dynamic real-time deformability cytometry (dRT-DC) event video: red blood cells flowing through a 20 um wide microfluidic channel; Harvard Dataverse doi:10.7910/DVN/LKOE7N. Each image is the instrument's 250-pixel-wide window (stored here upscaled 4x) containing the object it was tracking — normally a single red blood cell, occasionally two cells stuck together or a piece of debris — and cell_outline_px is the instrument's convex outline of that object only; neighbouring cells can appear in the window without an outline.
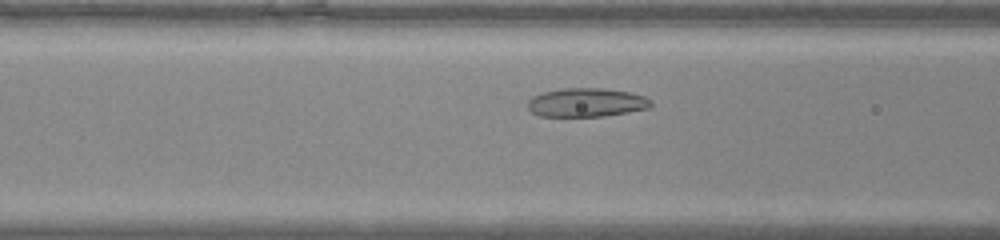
{"species": "common noctule bat (a hibernating species)", "species_latin": "Nyctalus noctula", "temperature_condition": "warm", "stored_images_in_passage": 37, "camera_frame_rate_fps": 3000, "um_per_image_px": 0.085, "animal": {"sex": "male", "body_mass_g": 20.0, "forearm_length_mm": 53.3}, "frame": {"image": 1, "passage_image": 11, "time_ms": 3.333, "image_size_px": [1000, 240], "cell_outline_px": [[652, 108], [604, 116], [540, 116], [532, 112], [528, 108], [528, 100], [532, 96], [544, 92], [564, 88], [600, 88], [628, 92], [644, 96], [652, 100]], "centroid_in_image_um": [49.87, 8.71], "position_along_channel_um": 116.7, "area_um2": 20.63}}
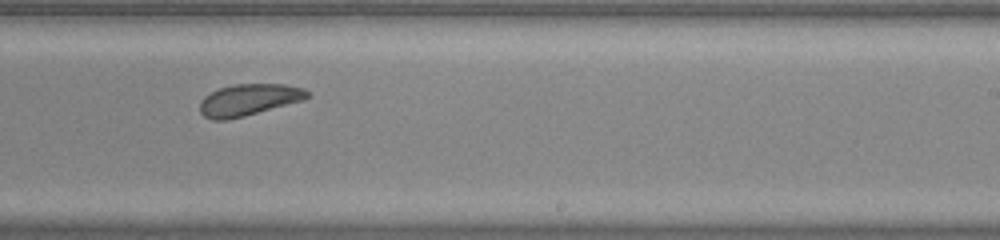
{"frame": {"image": 2, "passage_image": 21, "time_ms": 6.667, "image_size_px": [1000, 240], "cell_outline_px": [[308, 96], [304, 100], [244, 116], [228, 120], [212, 120], [204, 116], [200, 112], [200, 100], [204, 96], [220, 88], [236, 84], [284, 84], [304, 88], [308, 92]], "centroid_in_image_um": [21.13, 8.49], "position_along_channel_um": 267.9, "area_um2": 19.71}}
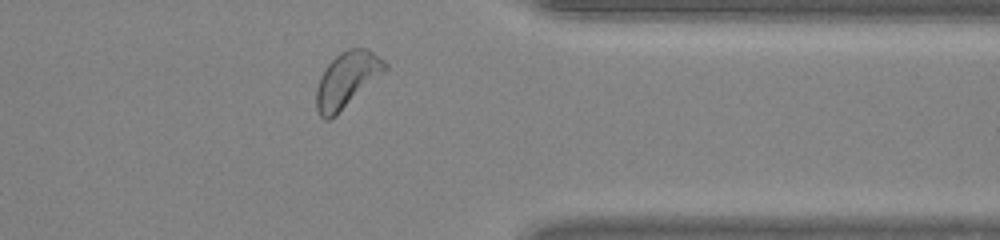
{"frame": {"image": 3, "passage_image": 29, "time_ms": 9.333, "image_size_px": [1000, 240], "cell_outline_px": [[388, 68], [384, 72], [336, 116], [328, 120], [324, 120], [320, 116], [316, 108], [316, 88], [320, 76], [328, 64], [340, 52], [348, 48], [368, 48], [384, 60], [388, 64]], "centroid_in_image_um": [29.48, 6.78], "position_along_channel_um": 381.9, "area_um2": 22.25}}